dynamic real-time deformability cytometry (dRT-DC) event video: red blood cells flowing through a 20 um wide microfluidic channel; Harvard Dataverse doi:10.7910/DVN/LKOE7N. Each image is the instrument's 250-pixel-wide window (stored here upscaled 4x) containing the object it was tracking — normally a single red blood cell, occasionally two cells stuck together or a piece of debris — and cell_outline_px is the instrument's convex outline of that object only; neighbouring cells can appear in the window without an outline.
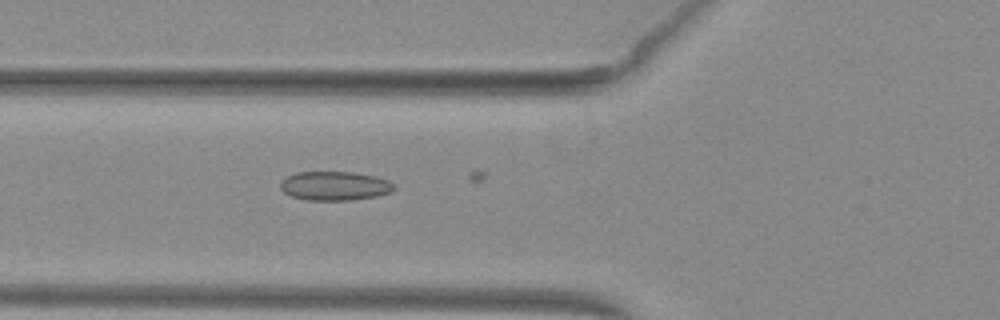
{"species": "common noctule bat (a hibernating species)", "species_latin": "Nyctalus noctula", "temperature_condition": "warm", "stored_images_in_passage": 7, "camera_frame_rate_fps": 3000, "um_per_image_px": 0.085, "animal": {"sex": "female", "body_mass_g": 29.2, "forearm_length_mm": 56.3}, "frame": {"image": 1, "passage_image": 2, "time_ms": 0.333, "image_size_px": [1000, 320], "cell_outline_px": [[396, 188], [392, 192], [376, 196], [352, 200], [304, 200], [292, 196], [284, 192], [280, 188], [280, 184], [288, 176], [296, 172], [352, 172], [376, 176], [388, 180]], "centroid_in_image_um": [28.47, 15.8], "position_along_channel_um": 97.3, "area_um2": 19.19}}
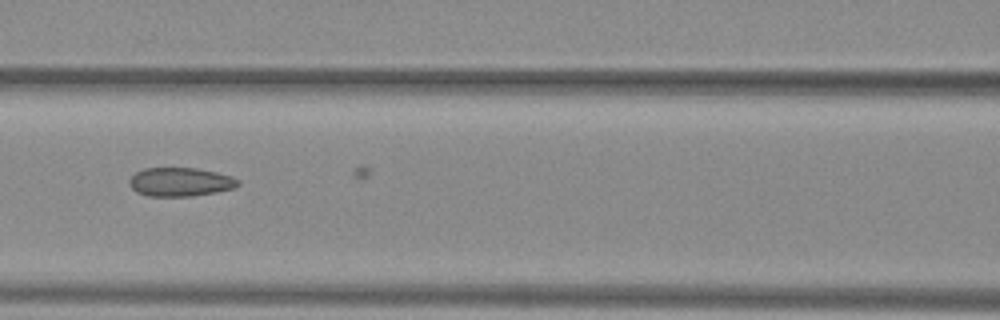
{"frame": {"image": 2, "passage_image": 6, "time_ms": 1.667, "image_size_px": [1000, 320], "cell_outline_px": [[240, 184], [232, 188], [216, 192], [192, 196], [148, 196], [136, 192], [128, 184], [128, 180], [136, 172], [144, 168], [196, 168], [216, 172], [232, 176], [240, 180]], "centroid_in_image_um": [15.31, 15.46], "position_along_channel_um": 151.3, "area_um2": 18.26}}